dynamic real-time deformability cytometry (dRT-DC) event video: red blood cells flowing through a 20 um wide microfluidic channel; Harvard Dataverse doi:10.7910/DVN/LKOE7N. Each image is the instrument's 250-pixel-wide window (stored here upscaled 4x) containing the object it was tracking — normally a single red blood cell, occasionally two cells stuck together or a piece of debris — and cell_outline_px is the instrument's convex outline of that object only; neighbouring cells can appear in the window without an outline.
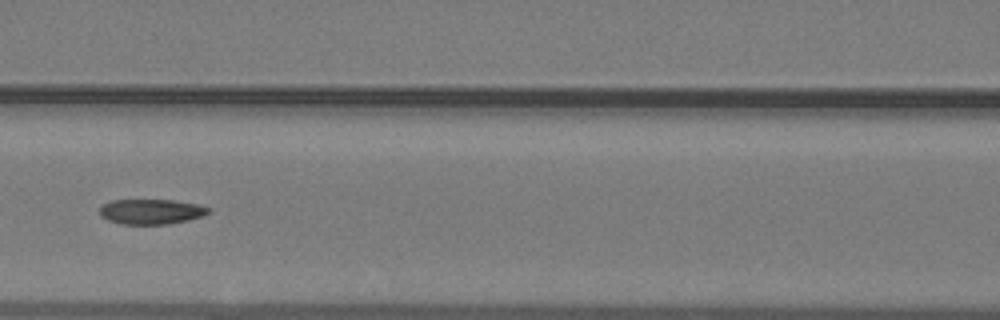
{"species": "common noctule bat (a hibernating species)", "species_latin": "Nyctalus noctula", "temperature_condition": "warm", "stored_images_in_passage": 45, "camera_frame_rate_fps": 3000, "um_per_image_px": 0.085, "animal": {"sex": "male", "body_mass_g": 19.2, "forearm_length_mm": 51.8}, "frame": {"image": 1, "passage_image": 20, "time_ms": 6.333, "image_size_px": [1000, 320], "cell_outline_px": [[212, 212], [204, 216], [188, 220], [168, 224], [124, 224], [108, 220], [100, 216], [100, 204], [112, 200], [172, 200], [196, 204], [208, 208]], "centroid_in_image_um": [12.83, 17.98], "position_along_channel_um": 153.8, "area_um2": 15.95}}